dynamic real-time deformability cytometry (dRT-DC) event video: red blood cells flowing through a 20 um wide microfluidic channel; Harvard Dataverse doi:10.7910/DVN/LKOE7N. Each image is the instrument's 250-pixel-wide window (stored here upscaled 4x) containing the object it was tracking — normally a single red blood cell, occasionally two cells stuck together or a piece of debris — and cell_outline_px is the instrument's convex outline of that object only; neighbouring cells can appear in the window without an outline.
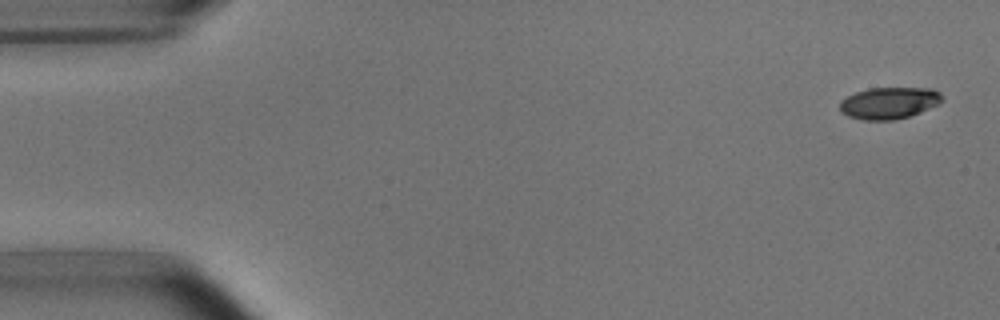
{"species": "common noctule bat (a hibernating species)", "species_latin": "Nyctalus noctula", "temperature_condition": "room temperature", "stored_images_in_passage": 8, "camera_frame_rate_fps": 3000, "um_per_image_px": 0.085, "animal": {"sex": "male", "body_mass_g": 15.6}, "frame": {"image": 1, "passage_image": 1, "time_ms": 0.0, "image_size_px": [1000, 320], "cell_outline_px": [[944, 100], [940, 104], [920, 112], [908, 116], [892, 120], [864, 120], [848, 116], [840, 112], [840, 100], [856, 92], [868, 88], [932, 88], [940, 92], [944, 96]], "centroid_in_image_um": [75.6, 8.75], "position_along_channel_um": 9.4, "area_um2": 19.07}}
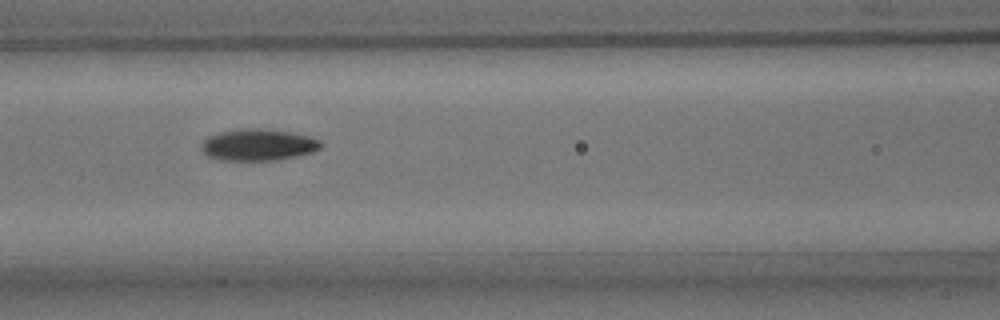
{"frame": {"image": 2, "passage_image": 7, "time_ms": 7.0, "image_size_px": [1000, 320], "cell_outline_px": [[324, 144], [320, 148], [312, 152], [296, 156], [276, 160], [220, 160], [208, 156], [200, 148], [200, 144], [208, 136], [220, 132], [236, 128], [264, 128], [292, 132], [312, 136], [320, 140]], "centroid_in_image_um": [21.96, 12.29], "position_along_channel_um": 144.6, "area_um2": 22.37}}
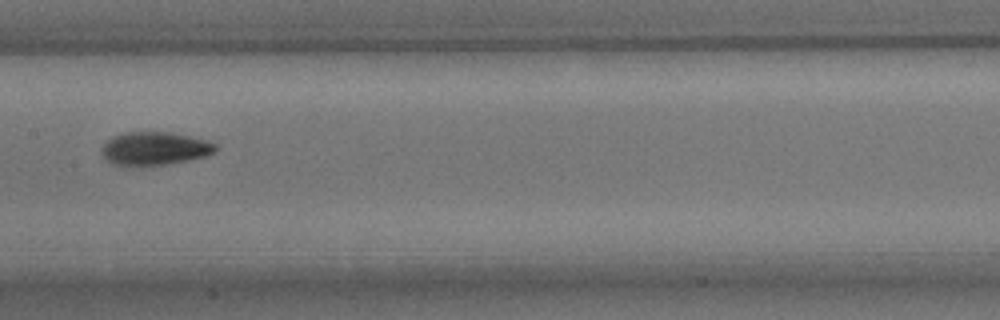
{"frame": {"image": 3, "passage_image": 8, "time_ms": 8.333, "image_size_px": [1000, 320], "cell_outline_px": [[216, 152], [204, 156], [188, 160], [164, 164], [132, 168], [112, 164], [104, 160], [104, 144], [112, 136], [124, 132], [172, 132], [208, 140], [216, 144]], "centroid_in_image_um": [13.13, 12.64], "position_along_channel_um": 194.3, "area_um2": 22.37}}